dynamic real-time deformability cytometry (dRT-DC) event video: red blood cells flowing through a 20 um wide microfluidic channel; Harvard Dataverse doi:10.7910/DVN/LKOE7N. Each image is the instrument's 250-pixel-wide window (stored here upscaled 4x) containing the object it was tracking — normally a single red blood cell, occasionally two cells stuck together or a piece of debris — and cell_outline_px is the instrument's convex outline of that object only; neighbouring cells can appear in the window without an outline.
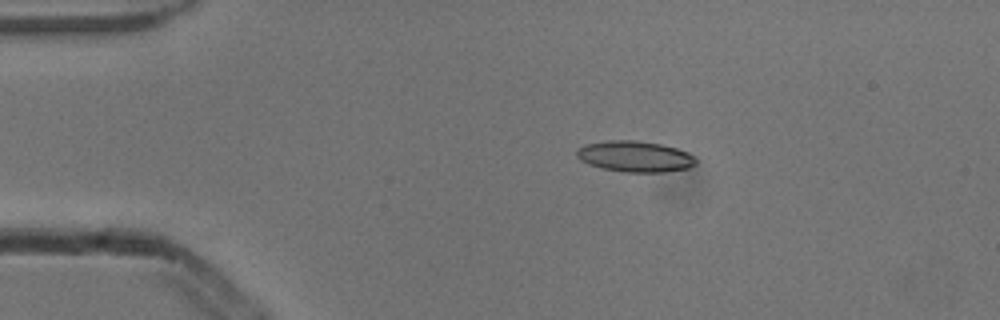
{"species": "common noctule bat (a hibernating species)", "species_latin": "Nyctalus noctula", "temperature_condition": "cold", "stored_images_in_passage": 4, "camera_frame_rate_fps": 3000, "um_per_image_px": 0.085, "animal": {"sex": "male", "body_mass_g": 13.3}, "frame": {"image": 1, "passage_image": 3, "time_ms": 0.667, "image_size_px": [1000, 320], "cell_outline_px": [[696, 164], [688, 168], [664, 172], [624, 172], [604, 168], [588, 164], [580, 160], [576, 156], [576, 148], [584, 144], [608, 140], [636, 140], [660, 144], [676, 148], [688, 152], [696, 160]], "centroid_in_image_um": [53.94, 13.29], "position_along_channel_um": 31.1, "area_um2": 21.56}}